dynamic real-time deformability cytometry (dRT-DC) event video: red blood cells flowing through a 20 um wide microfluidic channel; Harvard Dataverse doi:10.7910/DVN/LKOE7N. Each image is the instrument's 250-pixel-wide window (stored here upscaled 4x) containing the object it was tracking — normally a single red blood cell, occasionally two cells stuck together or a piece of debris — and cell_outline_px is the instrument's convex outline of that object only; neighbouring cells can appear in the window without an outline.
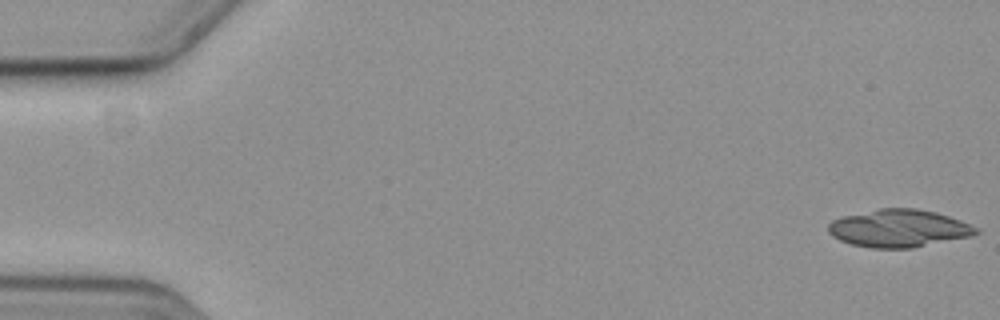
{"species": "common noctule bat (a hibernating species)", "species_latin": "Nyctalus noctula", "temperature_condition": "cold", "stored_images_in_passage": 16, "camera_frame_rate_fps": 3000, "um_per_image_px": 0.085, "animal": {"sex": "female", "body_mass_g": 19.3, "forearm_length_mm": 54.1}, "frame": {"image": 1, "passage_image": 1, "time_ms": 0.0, "image_size_px": [1000, 320], "cell_outline_px": [[980, 232], [972, 236], [912, 248], [872, 248], [852, 244], [840, 240], [832, 236], [828, 232], [828, 224], [832, 220], [844, 216], [880, 208], [916, 208], [936, 212], [960, 220], [976, 228]], "centroid_in_image_um": [76.39, 19.41], "position_along_channel_um": 8.6, "area_um2": 32.25}}